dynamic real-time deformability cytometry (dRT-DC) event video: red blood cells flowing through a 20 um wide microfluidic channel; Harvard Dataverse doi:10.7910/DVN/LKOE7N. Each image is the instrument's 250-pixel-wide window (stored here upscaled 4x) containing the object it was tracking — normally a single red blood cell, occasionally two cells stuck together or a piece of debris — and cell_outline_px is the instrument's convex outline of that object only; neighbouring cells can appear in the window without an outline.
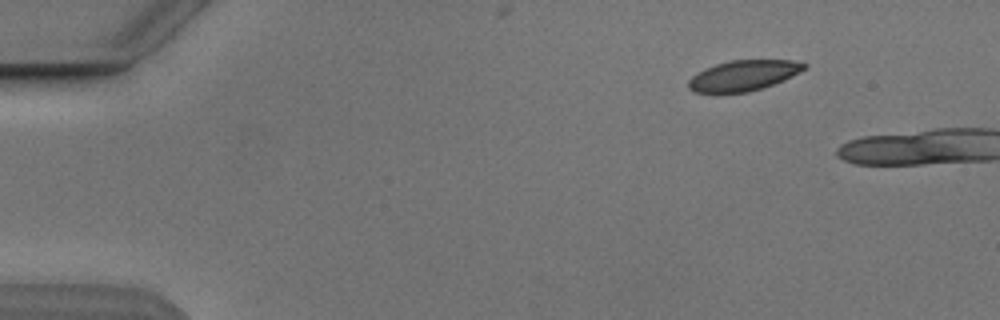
{"species": "Egyptian fruit bat (a non-hibernating species)", "species_latin": "Rousettus aegyptiacus", "temperature_condition": "cold", "stored_images_in_passage": 2, "camera_frame_rate_fps": 3000, "um_per_image_px": 0.085, "animal": {"sex": "male"}, "frame": {"image": 1, "passage_image": 2, "time_ms": 1.333, "image_size_px": [1000, 320], "cell_outline_px": [[808, 68], [784, 80], [748, 92], [692, 92], [688, 88], [688, 80], [696, 72], [704, 68], [716, 64], [732, 60], [792, 60], [808, 64]], "centroid_in_image_um": [63.19, 6.4], "position_along_channel_um": 21.8, "area_um2": 20.52}}